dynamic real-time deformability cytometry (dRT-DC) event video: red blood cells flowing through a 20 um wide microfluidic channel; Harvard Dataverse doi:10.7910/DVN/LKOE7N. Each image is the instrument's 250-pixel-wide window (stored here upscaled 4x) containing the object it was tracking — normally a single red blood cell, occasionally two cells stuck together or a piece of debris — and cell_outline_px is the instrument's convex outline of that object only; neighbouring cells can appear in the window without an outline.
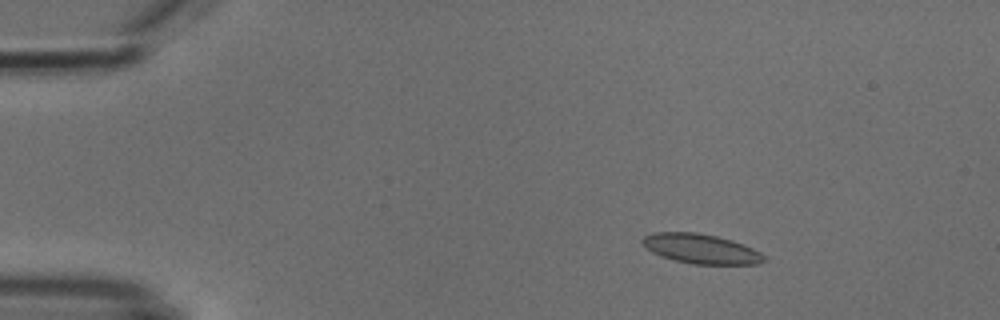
{"species": "common noctule bat (a hibernating species)", "species_latin": "Nyctalus noctula", "temperature_condition": "cold", "stored_images_in_passage": 5, "camera_frame_rate_fps": 3000, "um_per_image_px": 0.085, "animal": {"sex": "male", "body_mass_g": 18.8}, "frame": {"image": 1, "passage_image": 2, "time_ms": 1.0, "image_size_px": [1000, 320], "cell_outline_px": [[768, 260], [760, 264], [692, 264], [660, 256], [652, 252], [640, 240], [644, 236], [652, 232], [696, 232], [716, 236], [732, 240], [744, 244], [760, 252]], "centroid_in_image_um": [59.6, 21.14], "position_along_channel_um": 25.4, "area_um2": 21.04}}
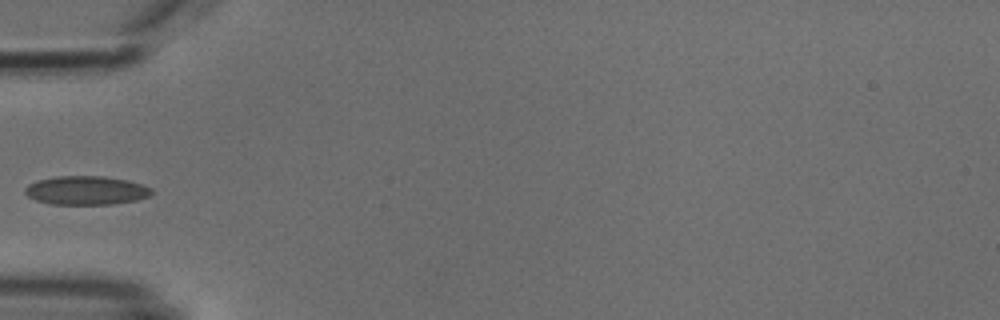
{"frame": {"image": 2, "passage_image": 5, "time_ms": 4.333, "image_size_px": [1000, 320], "cell_outline_px": [[152, 192], [148, 196], [136, 200], [112, 204], [52, 204], [36, 200], [28, 196], [24, 192], [24, 188], [28, 184], [36, 180], [56, 176], [104, 176], [128, 180], [152, 188]], "centroid_in_image_um": [7.29, 16.17], "position_along_channel_um": 77.7, "area_um2": 21.21}}